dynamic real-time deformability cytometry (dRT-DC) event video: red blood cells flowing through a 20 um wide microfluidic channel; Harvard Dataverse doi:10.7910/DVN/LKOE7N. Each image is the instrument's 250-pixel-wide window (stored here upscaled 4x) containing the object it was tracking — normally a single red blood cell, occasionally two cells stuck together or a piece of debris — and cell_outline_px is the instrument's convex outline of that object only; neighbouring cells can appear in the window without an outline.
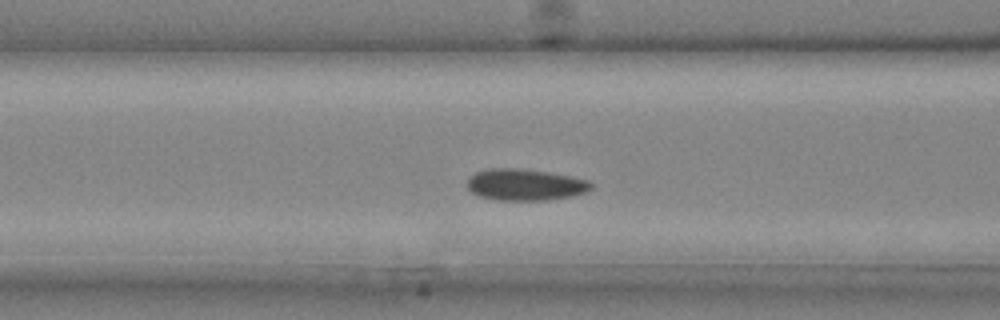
{"species": "common noctule bat (a hibernating species)", "species_latin": "Nyctalus noctula", "temperature_condition": "cold", "stored_images_in_passage": 26, "camera_frame_rate_fps": 3000, "um_per_image_px": 0.085, "animal": {"sex": "male", "body_mass_g": 20.4}, "frame": {"image": 1, "passage_image": 10, "time_ms": 3.0, "image_size_px": [1000, 320], "cell_outline_px": [[596, 184], [592, 188], [584, 192], [572, 196], [548, 200], [496, 200], [480, 196], [472, 192], [468, 188], [468, 176], [476, 172], [488, 168], [516, 168], [548, 172], [572, 176], [588, 180]], "centroid_in_image_um": [44.65, 15.69], "position_along_channel_um": 121.9, "area_um2": 22.89}}
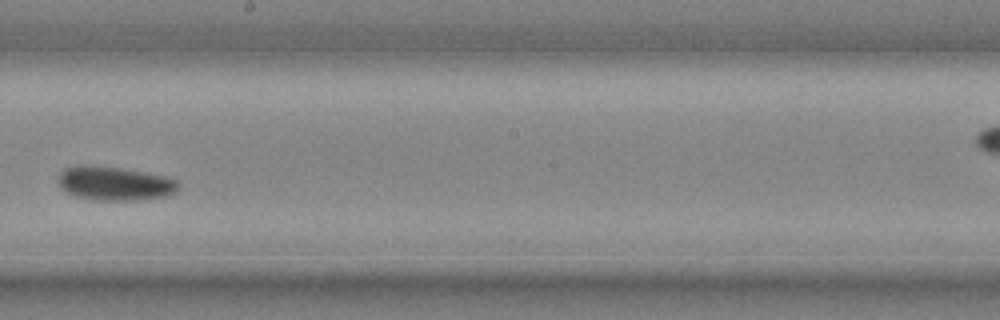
{"frame": {"image": 2, "passage_image": 16, "time_ms": 5.0, "image_size_px": [1000, 320], "cell_outline_px": [[180, 188], [176, 192], [164, 196], [132, 200], [92, 200], [76, 196], [60, 188], [60, 172], [64, 168], [80, 164], [88, 164], [120, 168], [144, 172], [164, 176], [180, 180]], "centroid_in_image_um": [9.76, 15.58], "position_along_channel_um": 238.4, "area_um2": 23.81}}
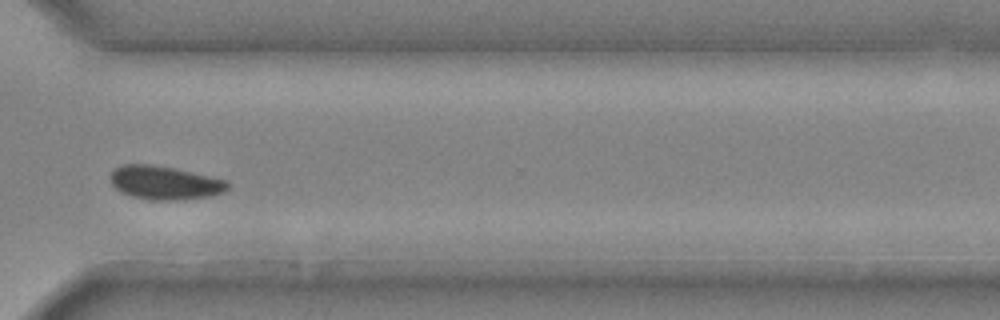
{"frame": {"image": 3, "passage_image": 22, "time_ms": 7.0, "image_size_px": [1000, 320], "cell_outline_px": [[228, 188], [224, 192], [212, 196], [184, 200], [152, 200], [132, 196], [120, 192], [112, 184], [108, 176], [112, 168], [120, 164], [148, 164], [172, 168], [192, 172], [228, 180]], "centroid_in_image_um": [13.97, 15.53], "position_along_channel_um": 356.6, "area_um2": 23.24}}